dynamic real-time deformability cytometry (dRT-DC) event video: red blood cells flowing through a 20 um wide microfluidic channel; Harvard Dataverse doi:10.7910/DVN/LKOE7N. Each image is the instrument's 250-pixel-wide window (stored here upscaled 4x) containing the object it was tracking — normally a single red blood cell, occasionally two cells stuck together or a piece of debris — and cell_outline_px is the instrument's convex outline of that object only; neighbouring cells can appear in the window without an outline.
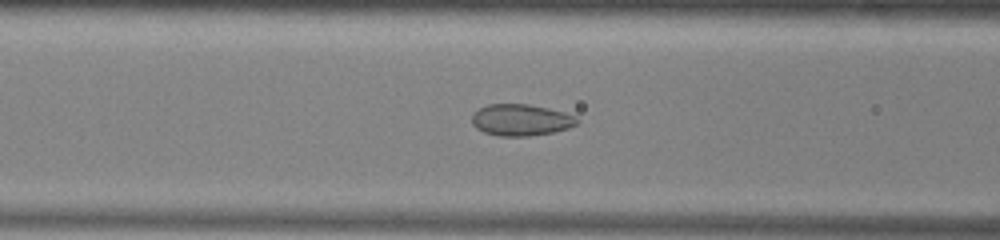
{"species": "common noctule bat (a hibernating species)", "species_latin": "Nyctalus noctula", "temperature_condition": "warm", "stored_images_in_passage": 46, "camera_frame_rate_fps": 3000, "um_per_image_px": 0.085, "animal": {"sex": "male", "body_mass_g": 13.0, "forearm_length_mm": 53.1}, "frame": {"image": 1, "passage_image": 15, "time_ms": 4.667, "image_size_px": [1000, 240], "cell_outline_px": [[580, 120], [576, 124], [568, 128], [552, 132], [528, 136], [500, 136], [484, 132], [476, 128], [472, 124], [472, 112], [488, 104], [528, 104], [548, 108], [564, 112], [576, 116]], "centroid_in_image_um": [44.26, 10.19], "position_along_channel_um": 122.3, "area_um2": 19.36}}
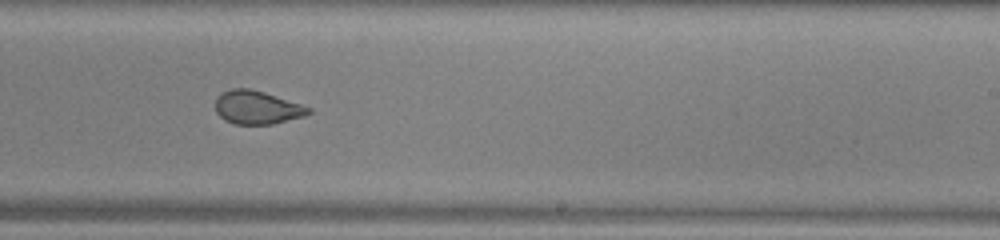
{"frame": {"image": 2, "passage_image": 26, "time_ms": 8.333, "image_size_px": [1000, 240], "cell_outline_px": [[312, 112], [304, 116], [272, 124], [236, 124], [224, 120], [216, 112], [216, 96], [232, 88], [248, 88], [264, 92], [312, 108]], "centroid_in_image_um": [21.84, 9.13], "position_along_channel_um": 267.2, "area_um2": 17.98}}
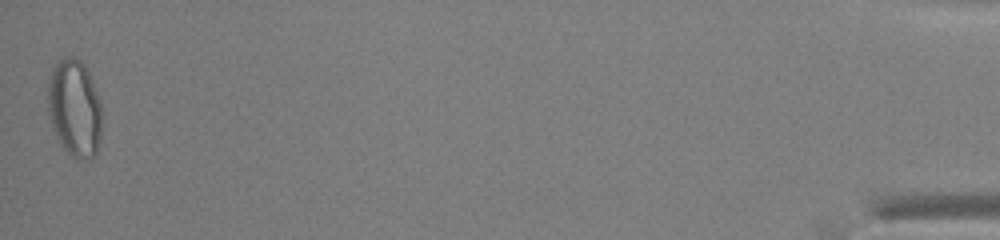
{"frame": {"image": 3, "passage_image": 46, "time_ms": 15.0, "image_size_px": [1000, 240], "cell_outline_px": [[104, 116], [100, 140], [96, 152], [92, 160], [76, 160], [60, 144], [56, 136], [48, 112], [48, 84], [52, 68], [64, 56], [76, 56], [84, 64], [92, 80], [100, 100]], "centroid_in_image_um": [6.38, 9.22], "position_along_channel_um": 428.8, "area_um2": 31.33}, "authors_computed_cell_mechanics": {"area_um2": 20.7213, "velocity_mm_per_s": 3.9647, "shape_relaxation_time_tau1_ms": null, "shape_relaxation_time_tau2_ms": 1.2158, "deformation_change_tau1": null, "deformation_change_tau2": 0.0574}}